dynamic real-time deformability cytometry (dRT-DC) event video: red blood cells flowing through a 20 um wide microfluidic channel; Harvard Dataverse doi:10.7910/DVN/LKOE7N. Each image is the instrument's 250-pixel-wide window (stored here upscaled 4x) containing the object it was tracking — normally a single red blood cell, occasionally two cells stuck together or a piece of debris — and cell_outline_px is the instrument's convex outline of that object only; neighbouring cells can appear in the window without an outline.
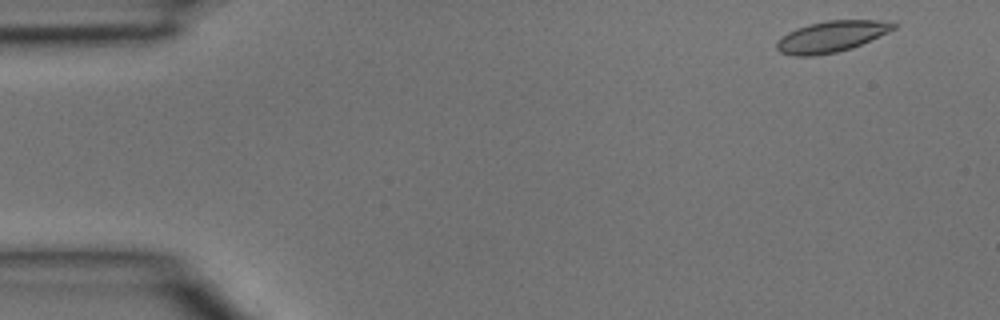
{"species": "common noctule bat (a hibernating species)", "species_latin": "Nyctalus noctula", "temperature_condition": "room temperature", "stored_images_in_passage": 4, "camera_frame_rate_fps": 3000, "um_per_image_px": 0.085, "animal": {"sex": "male", "body_mass_g": 15.6}, "frame": {"image": 1, "passage_image": 1, "time_ms": 0.0, "image_size_px": [1000, 320], "cell_outline_px": [[896, 28], [888, 32], [852, 48], [836, 52], [812, 56], [792, 56], [780, 52], [776, 48], [776, 40], [788, 32], [796, 28], [808, 24], [828, 20], [876, 20], [896, 24]], "centroid_in_image_um": [70.61, 3.11], "position_along_channel_um": 14.4, "area_um2": 21.1}}
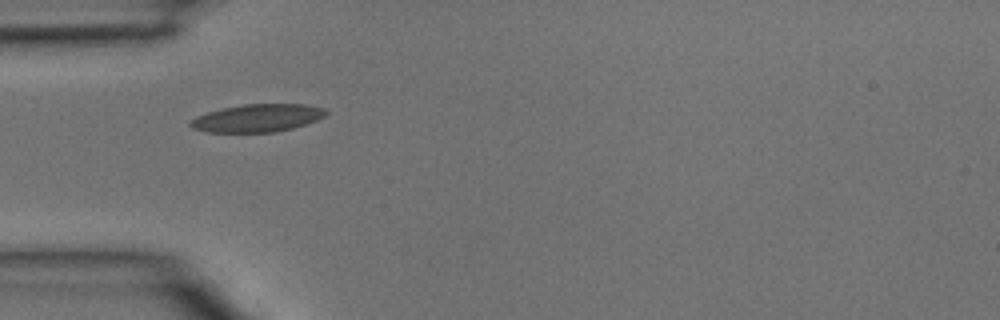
{"frame": {"image": 2, "passage_image": 4, "time_ms": 1.0, "image_size_px": [1000, 320], "cell_outline_px": [[328, 112], [324, 116], [316, 120], [292, 128], [276, 132], [208, 132], [192, 128], [188, 124], [196, 116], [208, 112], [224, 108], [244, 104], [304, 104], [324, 108]], "centroid_in_image_um": [21.87, 10.03], "position_along_channel_um": 63.1, "area_um2": 21.73}}